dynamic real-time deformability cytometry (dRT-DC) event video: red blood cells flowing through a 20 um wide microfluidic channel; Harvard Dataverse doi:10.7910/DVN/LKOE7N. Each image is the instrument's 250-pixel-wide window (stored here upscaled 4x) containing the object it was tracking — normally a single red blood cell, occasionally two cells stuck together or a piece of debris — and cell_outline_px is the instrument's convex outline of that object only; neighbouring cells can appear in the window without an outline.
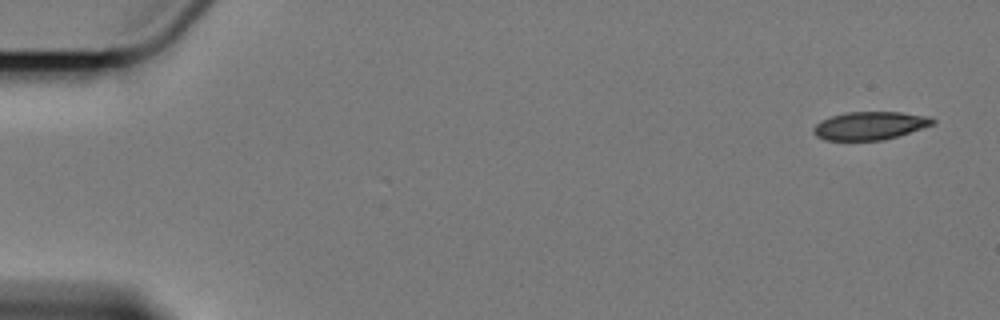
{"species": "Egyptian fruit bat (a non-hibernating species)", "species_latin": "Rousettus aegyptiacus", "temperature_condition": "cold", "stored_images_in_passage": 8, "camera_frame_rate_fps": 3000, "um_per_image_px": 0.085, "animal": {"sex": "female"}, "frame": {"image": 1, "passage_image": 1, "time_ms": 0.0, "image_size_px": [1000, 320], "cell_outline_px": [[936, 124], [884, 140], [824, 140], [816, 136], [812, 132], [812, 128], [820, 120], [832, 116], [848, 112], [900, 112], [928, 116], [936, 120]], "centroid_in_image_um": [73.94, 10.68], "position_along_channel_um": 11.1, "area_um2": 19.59}}
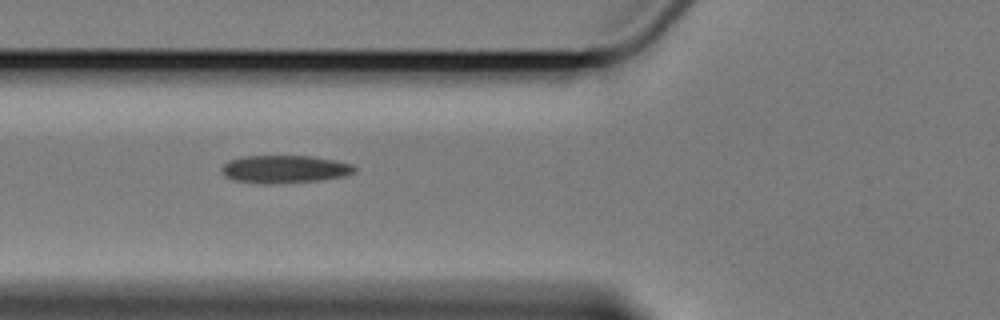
{"frame": {"image": 2, "passage_image": 6, "time_ms": 6.667, "image_size_px": [1000, 320], "cell_outline_px": [[356, 172], [344, 176], [320, 180], [268, 184], [264, 184], [232, 180], [224, 176], [220, 168], [228, 160], [244, 156], [312, 156], [336, 160], [352, 164], [356, 168]], "centroid_in_image_um": [24.18, 14.38], "position_along_channel_um": 101.6, "area_um2": 21.68}}
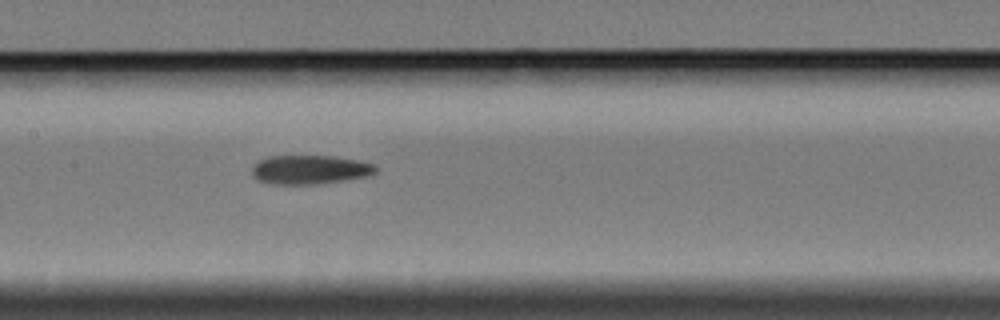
{"frame": {"image": 3, "passage_image": 8, "time_ms": 9.0, "image_size_px": [1000, 320], "cell_outline_px": [[376, 172], [364, 176], [344, 180], [316, 184], [268, 184], [256, 180], [252, 176], [252, 168], [260, 160], [268, 156], [332, 156], [360, 160], [376, 164]], "centroid_in_image_um": [26.31, 14.42], "position_along_channel_um": 181.1, "area_um2": 20.92}}